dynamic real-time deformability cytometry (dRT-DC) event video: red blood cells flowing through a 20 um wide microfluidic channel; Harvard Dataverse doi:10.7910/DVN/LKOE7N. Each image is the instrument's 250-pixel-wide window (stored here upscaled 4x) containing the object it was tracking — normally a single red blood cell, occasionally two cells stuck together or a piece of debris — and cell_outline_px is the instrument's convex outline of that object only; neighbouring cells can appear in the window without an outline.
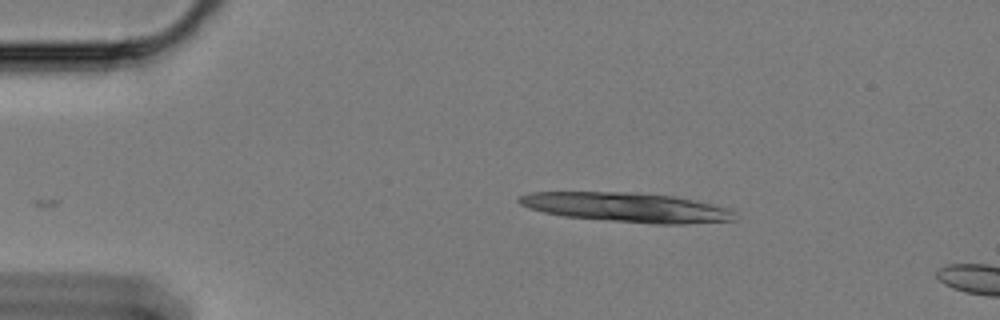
{"species": "Egyptian fruit bat (a non-hibernating species)", "species_latin": "Rousettus aegyptiacus", "temperature_condition": "cold", "stored_images_in_passage": 8, "camera_frame_rate_fps": 3000, "um_per_image_px": 0.085, "animal": {"sex": "female"}, "frame": {"image": 1, "passage_image": 1, "time_ms": 0.0, "image_size_px": [1000, 320], "cell_outline_px": [[736, 220], [684, 224], [656, 224], [608, 220], [564, 216], [544, 212], [528, 208], [520, 204], [516, 200], [520, 196], [528, 192], [636, 192], [672, 196], [712, 204], [728, 208], [736, 212]], "centroid_in_image_um": [53.28, 17.62], "position_along_channel_um": 31.7, "area_um2": 36.99}}